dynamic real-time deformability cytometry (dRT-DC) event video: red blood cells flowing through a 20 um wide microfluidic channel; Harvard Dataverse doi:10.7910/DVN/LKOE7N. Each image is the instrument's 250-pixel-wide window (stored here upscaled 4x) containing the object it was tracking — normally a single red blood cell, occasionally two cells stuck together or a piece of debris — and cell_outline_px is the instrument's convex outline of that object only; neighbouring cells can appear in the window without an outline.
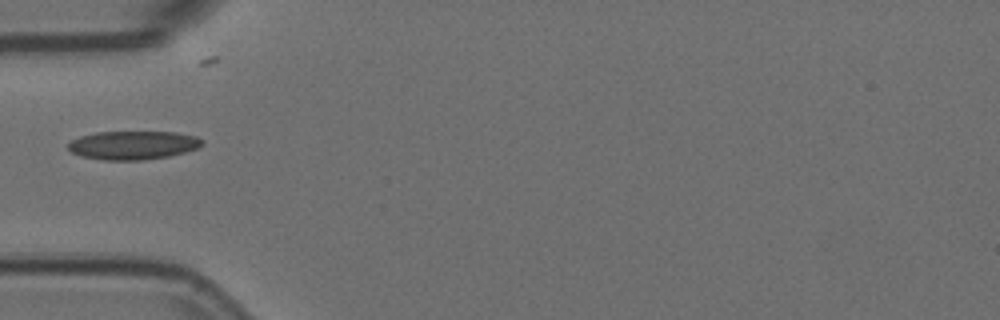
{"species": "Egyptian fruit bat (a non-hibernating species)", "species_latin": "Rousettus aegyptiacus", "temperature_condition": "room temperature", "stored_images_in_passage": 29, "camera_frame_rate_fps": 3000, "um_per_image_px": 0.085, "animal": {"sex": "female"}, "frame": {"image": 1, "passage_image": 1, "time_ms": 0.0, "image_size_px": [1000, 320], "cell_outline_px": [[204, 140], [196, 148], [184, 152], [168, 156], [140, 160], [104, 160], [80, 156], [72, 152], [68, 148], [68, 144], [72, 140], [80, 136], [96, 132], [176, 132], [196, 136]], "centroid_in_image_um": [11.28, 12.33], "position_along_channel_um": 73.7, "area_um2": 22.14}}
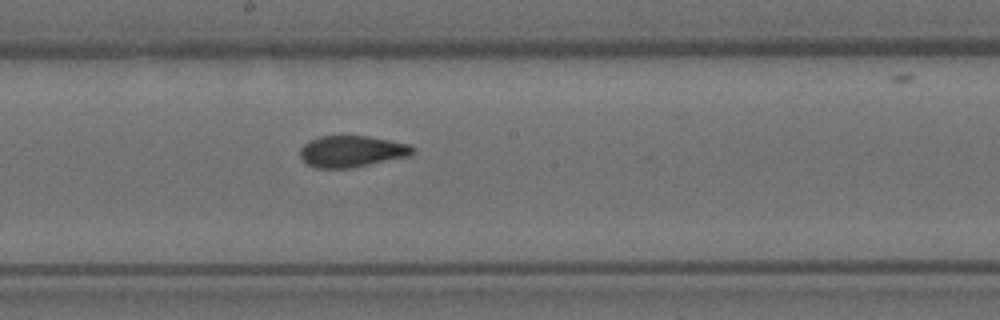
{"frame": {"image": 2, "passage_image": 13, "time_ms": 4.0, "image_size_px": [1000, 320], "cell_outline_px": [[416, 148], [408, 156], [352, 168], [316, 168], [308, 164], [300, 156], [300, 148], [304, 144], [320, 136], [368, 136], [408, 144]], "centroid_in_image_um": [29.89, 12.87], "position_along_channel_um": 218.3, "area_um2": 20.4}}
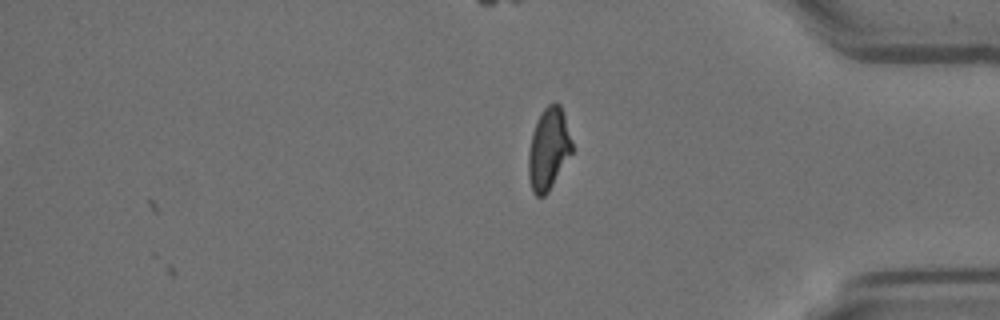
{"frame": {"image": 3, "passage_image": 29, "time_ms": 9.333, "image_size_px": [1000, 320], "cell_outline_px": [[572, 152], [548, 192], [544, 196], [536, 196], [532, 192], [528, 176], [528, 152], [532, 132], [536, 120], [544, 108], [552, 100], [556, 100], [560, 104], [572, 140]], "centroid_in_image_um": [46.61, 12.63], "position_along_channel_um": 388.6, "area_um2": 20.92}}